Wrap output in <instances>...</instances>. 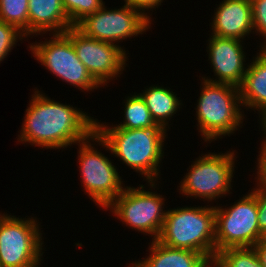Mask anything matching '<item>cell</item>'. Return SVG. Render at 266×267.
Instances as JSON below:
<instances>
[{"label": "cell", "mask_w": 266, "mask_h": 267, "mask_svg": "<svg viewBox=\"0 0 266 267\" xmlns=\"http://www.w3.org/2000/svg\"><path fill=\"white\" fill-rule=\"evenodd\" d=\"M39 92H34L26 109L20 142L59 149L72 143L78 144L95 132L96 120L73 106L55 102Z\"/></svg>", "instance_id": "1"}, {"label": "cell", "mask_w": 266, "mask_h": 267, "mask_svg": "<svg viewBox=\"0 0 266 267\" xmlns=\"http://www.w3.org/2000/svg\"><path fill=\"white\" fill-rule=\"evenodd\" d=\"M165 134L166 129L158 123L142 129H126L115 126L108 128L97 121L91 139L120 157L127 166L144 175L155 188L154 179L158 176L159 164L163 157Z\"/></svg>", "instance_id": "2"}, {"label": "cell", "mask_w": 266, "mask_h": 267, "mask_svg": "<svg viewBox=\"0 0 266 267\" xmlns=\"http://www.w3.org/2000/svg\"><path fill=\"white\" fill-rule=\"evenodd\" d=\"M158 242L216 256L215 207H184L166 211Z\"/></svg>", "instance_id": "3"}, {"label": "cell", "mask_w": 266, "mask_h": 267, "mask_svg": "<svg viewBox=\"0 0 266 267\" xmlns=\"http://www.w3.org/2000/svg\"><path fill=\"white\" fill-rule=\"evenodd\" d=\"M203 80L196 115L199 132L206 142L216 140L221 135L229 136L243 122L244 115L240 111L239 87L207 81L205 77Z\"/></svg>", "instance_id": "4"}, {"label": "cell", "mask_w": 266, "mask_h": 267, "mask_svg": "<svg viewBox=\"0 0 266 267\" xmlns=\"http://www.w3.org/2000/svg\"><path fill=\"white\" fill-rule=\"evenodd\" d=\"M257 218V198L252 192L230 208L215 206L216 255L225 248L254 247L264 238Z\"/></svg>", "instance_id": "5"}, {"label": "cell", "mask_w": 266, "mask_h": 267, "mask_svg": "<svg viewBox=\"0 0 266 267\" xmlns=\"http://www.w3.org/2000/svg\"><path fill=\"white\" fill-rule=\"evenodd\" d=\"M33 218L0 214V267H38L42 237Z\"/></svg>", "instance_id": "6"}, {"label": "cell", "mask_w": 266, "mask_h": 267, "mask_svg": "<svg viewBox=\"0 0 266 267\" xmlns=\"http://www.w3.org/2000/svg\"><path fill=\"white\" fill-rule=\"evenodd\" d=\"M234 152L226 154H204L191 165L190 171L181 181L180 191L190 197L216 200L232 189Z\"/></svg>", "instance_id": "7"}, {"label": "cell", "mask_w": 266, "mask_h": 267, "mask_svg": "<svg viewBox=\"0 0 266 267\" xmlns=\"http://www.w3.org/2000/svg\"><path fill=\"white\" fill-rule=\"evenodd\" d=\"M164 198L139 188L127 187L106 208L113 209L114 215L132 229L154 236L156 240L163 226L166 211L162 205Z\"/></svg>", "instance_id": "8"}, {"label": "cell", "mask_w": 266, "mask_h": 267, "mask_svg": "<svg viewBox=\"0 0 266 267\" xmlns=\"http://www.w3.org/2000/svg\"><path fill=\"white\" fill-rule=\"evenodd\" d=\"M30 49L43 66L63 81L87 91L100 86L77 57L71 40L64 33H54L51 40L31 44Z\"/></svg>", "instance_id": "9"}, {"label": "cell", "mask_w": 266, "mask_h": 267, "mask_svg": "<svg viewBox=\"0 0 266 267\" xmlns=\"http://www.w3.org/2000/svg\"><path fill=\"white\" fill-rule=\"evenodd\" d=\"M104 7L86 16L75 27L87 37L114 44V41L143 34L151 24L146 13L127 4L118 10Z\"/></svg>", "instance_id": "10"}, {"label": "cell", "mask_w": 266, "mask_h": 267, "mask_svg": "<svg viewBox=\"0 0 266 267\" xmlns=\"http://www.w3.org/2000/svg\"><path fill=\"white\" fill-rule=\"evenodd\" d=\"M86 140L79 142V164L82 183L85 192L91 199L103 208H106L125 189L123 181L116 171V167L102 153L94 150L92 144Z\"/></svg>", "instance_id": "11"}, {"label": "cell", "mask_w": 266, "mask_h": 267, "mask_svg": "<svg viewBox=\"0 0 266 267\" xmlns=\"http://www.w3.org/2000/svg\"><path fill=\"white\" fill-rule=\"evenodd\" d=\"M64 34L71 40L77 57L100 85L124 70L126 51L120 46L87 37L76 27L69 28Z\"/></svg>", "instance_id": "12"}, {"label": "cell", "mask_w": 266, "mask_h": 267, "mask_svg": "<svg viewBox=\"0 0 266 267\" xmlns=\"http://www.w3.org/2000/svg\"><path fill=\"white\" fill-rule=\"evenodd\" d=\"M209 40V59L218 80L205 79L214 83H226L239 87L246 73L245 53L241 40L212 35Z\"/></svg>", "instance_id": "13"}, {"label": "cell", "mask_w": 266, "mask_h": 267, "mask_svg": "<svg viewBox=\"0 0 266 267\" xmlns=\"http://www.w3.org/2000/svg\"><path fill=\"white\" fill-rule=\"evenodd\" d=\"M212 35L221 38L243 39L254 29L251 0H224L217 8Z\"/></svg>", "instance_id": "14"}, {"label": "cell", "mask_w": 266, "mask_h": 267, "mask_svg": "<svg viewBox=\"0 0 266 267\" xmlns=\"http://www.w3.org/2000/svg\"><path fill=\"white\" fill-rule=\"evenodd\" d=\"M71 27L62 0H29L28 35L52 30L60 34Z\"/></svg>", "instance_id": "15"}, {"label": "cell", "mask_w": 266, "mask_h": 267, "mask_svg": "<svg viewBox=\"0 0 266 267\" xmlns=\"http://www.w3.org/2000/svg\"><path fill=\"white\" fill-rule=\"evenodd\" d=\"M247 67L239 86L241 104L263 114L266 111V48H262Z\"/></svg>", "instance_id": "16"}, {"label": "cell", "mask_w": 266, "mask_h": 267, "mask_svg": "<svg viewBox=\"0 0 266 267\" xmlns=\"http://www.w3.org/2000/svg\"><path fill=\"white\" fill-rule=\"evenodd\" d=\"M149 257L130 267H198L206 256L197 251L168 247L157 240L150 245Z\"/></svg>", "instance_id": "17"}, {"label": "cell", "mask_w": 266, "mask_h": 267, "mask_svg": "<svg viewBox=\"0 0 266 267\" xmlns=\"http://www.w3.org/2000/svg\"><path fill=\"white\" fill-rule=\"evenodd\" d=\"M139 95L144 100L155 123L167 128V120L176 114L181 105L176 95L169 89L158 86H151Z\"/></svg>", "instance_id": "18"}, {"label": "cell", "mask_w": 266, "mask_h": 267, "mask_svg": "<svg viewBox=\"0 0 266 267\" xmlns=\"http://www.w3.org/2000/svg\"><path fill=\"white\" fill-rule=\"evenodd\" d=\"M125 103V120L115 127L126 129H142L155 123L149 109L139 94L127 98Z\"/></svg>", "instance_id": "19"}, {"label": "cell", "mask_w": 266, "mask_h": 267, "mask_svg": "<svg viewBox=\"0 0 266 267\" xmlns=\"http://www.w3.org/2000/svg\"><path fill=\"white\" fill-rule=\"evenodd\" d=\"M29 0H0V20L17 27L28 36Z\"/></svg>", "instance_id": "20"}, {"label": "cell", "mask_w": 266, "mask_h": 267, "mask_svg": "<svg viewBox=\"0 0 266 267\" xmlns=\"http://www.w3.org/2000/svg\"><path fill=\"white\" fill-rule=\"evenodd\" d=\"M226 267H263L254 247H231L216 255Z\"/></svg>", "instance_id": "21"}, {"label": "cell", "mask_w": 266, "mask_h": 267, "mask_svg": "<svg viewBox=\"0 0 266 267\" xmlns=\"http://www.w3.org/2000/svg\"><path fill=\"white\" fill-rule=\"evenodd\" d=\"M62 5L73 27L104 6L103 0H62Z\"/></svg>", "instance_id": "22"}, {"label": "cell", "mask_w": 266, "mask_h": 267, "mask_svg": "<svg viewBox=\"0 0 266 267\" xmlns=\"http://www.w3.org/2000/svg\"><path fill=\"white\" fill-rule=\"evenodd\" d=\"M25 34L17 27L0 20V62L9 54L13 45Z\"/></svg>", "instance_id": "23"}, {"label": "cell", "mask_w": 266, "mask_h": 267, "mask_svg": "<svg viewBox=\"0 0 266 267\" xmlns=\"http://www.w3.org/2000/svg\"><path fill=\"white\" fill-rule=\"evenodd\" d=\"M251 3L253 28L266 38V0H251ZM261 48H266V42Z\"/></svg>", "instance_id": "24"}, {"label": "cell", "mask_w": 266, "mask_h": 267, "mask_svg": "<svg viewBox=\"0 0 266 267\" xmlns=\"http://www.w3.org/2000/svg\"><path fill=\"white\" fill-rule=\"evenodd\" d=\"M258 187V188H257ZM252 193L257 198L258 225L260 234L266 238V188L257 185Z\"/></svg>", "instance_id": "25"}, {"label": "cell", "mask_w": 266, "mask_h": 267, "mask_svg": "<svg viewBox=\"0 0 266 267\" xmlns=\"http://www.w3.org/2000/svg\"><path fill=\"white\" fill-rule=\"evenodd\" d=\"M261 153L258 158V185L266 188V146L261 147Z\"/></svg>", "instance_id": "26"}, {"label": "cell", "mask_w": 266, "mask_h": 267, "mask_svg": "<svg viewBox=\"0 0 266 267\" xmlns=\"http://www.w3.org/2000/svg\"><path fill=\"white\" fill-rule=\"evenodd\" d=\"M131 8L144 11L161 5L162 0H124Z\"/></svg>", "instance_id": "27"}, {"label": "cell", "mask_w": 266, "mask_h": 267, "mask_svg": "<svg viewBox=\"0 0 266 267\" xmlns=\"http://www.w3.org/2000/svg\"><path fill=\"white\" fill-rule=\"evenodd\" d=\"M254 248L258 255L260 263L262 264L263 267H266V238L260 239L254 245Z\"/></svg>", "instance_id": "28"}, {"label": "cell", "mask_w": 266, "mask_h": 267, "mask_svg": "<svg viewBox=\"0 0 266 267\" xmlns=\"http://www.w3.org/2000/svg\"><path fill=\"white\" fill-rule=\"evenodd\" d=\"M226 267L224 263L217 256L206 257L198 267Z\"/></svg>", "instance_id": "29"}, {"label": "cell", "mask_w": 266, "mask_h": 267, "mask_svg": "<svg viewBox=\"0 0 266 267\" xmlns=\"http://www.w3.org/2000/svg\"><path fill=\"white\" fill-rule=\"evenodd\" d=\"M262 126H263V129L264 130V134L266 135V111L262 114ZM265 139H266V136H265ZM262 146H266V140L264 142H262Z\"/></svg>", "instance_id": "30"}]
</instances>
